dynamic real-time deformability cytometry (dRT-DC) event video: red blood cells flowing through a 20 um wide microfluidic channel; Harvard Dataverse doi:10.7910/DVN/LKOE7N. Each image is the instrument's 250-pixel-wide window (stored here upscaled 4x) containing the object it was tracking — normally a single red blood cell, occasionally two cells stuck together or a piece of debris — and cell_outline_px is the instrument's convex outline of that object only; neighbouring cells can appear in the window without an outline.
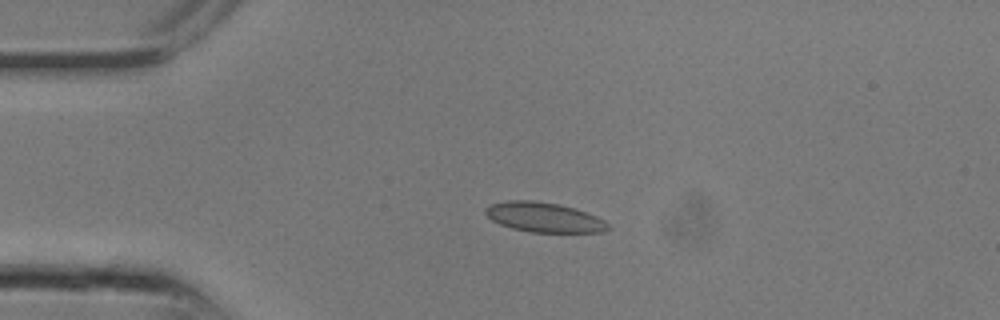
{"species": "common noctule bat (a hibernating species)", "species_latin": "Nyctalus noctula", "temperature_condition": "room temperature", "stored_images_in_passage": 13, "camera_frame_rate_fps": 3000, "um_per_image_px": 0.085, "animal": {"sex": "male", "body_mass_g": 13.3}, "frame": {"image": 1, "passage_image": 5, "time_ms": 1.333, "image_size_px": [1000, 320], "cell_outline_px": [[612, 228], [604, 232], [532, 232], [512, 228], [500, 224], [492, 220], [484, 212], [484, 208], [492, 204], [508, 200], [532, 200], [560, 204], [576, 208], [596, 216], [604, 220]], "centroid_in_image_um": [46.27, 18.46], "position_along_channel_um": 38.7, "area_um2": 21.33}}
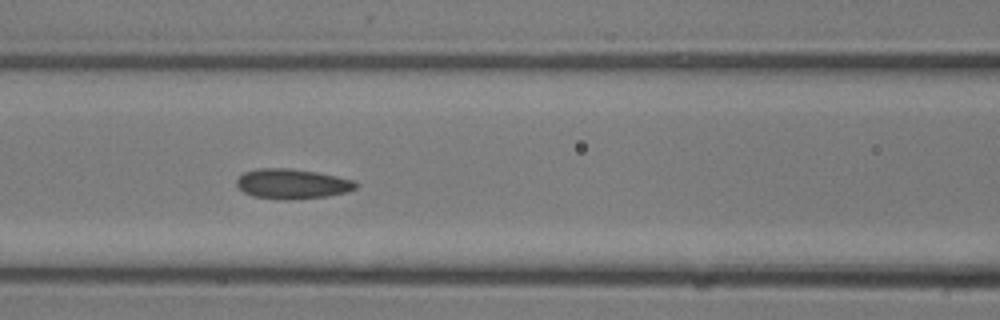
{"frame": {"image": 2, "passage_image": 10, "time_ms": 3.0, "image_size_px": [1000, 320], "cell_outline_px": [[360, 184], [356, 188], [348, 192], [328, 196], [292, 200], [280, 200], [252, 196], [244, 192], [236, 184], [236, 180], [244, 172], [256, 168], [288, 168], [316, 172], [356, 180]], "centroid_in_image_um": [24.87, 15.63], "position_along_channel_um": 141.7, "area_um2": 21.1}}
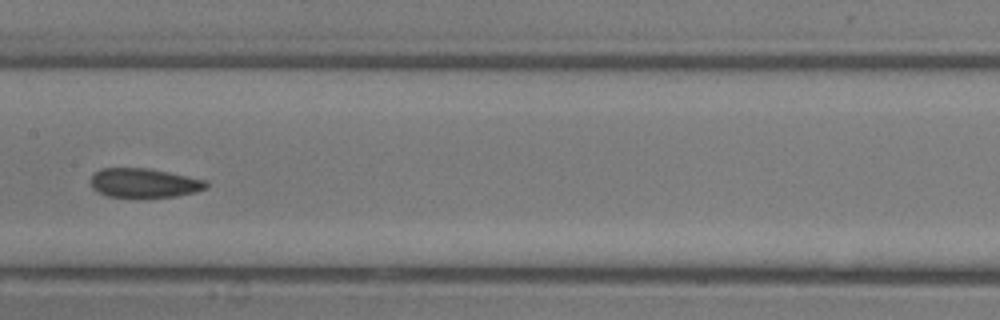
{"frame": {"image": 3, "passage_image": 12, "time_ms": 3.667, "image_size_px": [1000, 320], "cell_outline_px": [[208, 188], [196, 192], [176, 196], [108, 196], [92, 188], [92, 176], [100, 168], [148, 168], [208, 180]], "centroid_in_image_um": [12.31, 15.53], "position_along_channel_um": 195.1, "area_um2": 19.36}}